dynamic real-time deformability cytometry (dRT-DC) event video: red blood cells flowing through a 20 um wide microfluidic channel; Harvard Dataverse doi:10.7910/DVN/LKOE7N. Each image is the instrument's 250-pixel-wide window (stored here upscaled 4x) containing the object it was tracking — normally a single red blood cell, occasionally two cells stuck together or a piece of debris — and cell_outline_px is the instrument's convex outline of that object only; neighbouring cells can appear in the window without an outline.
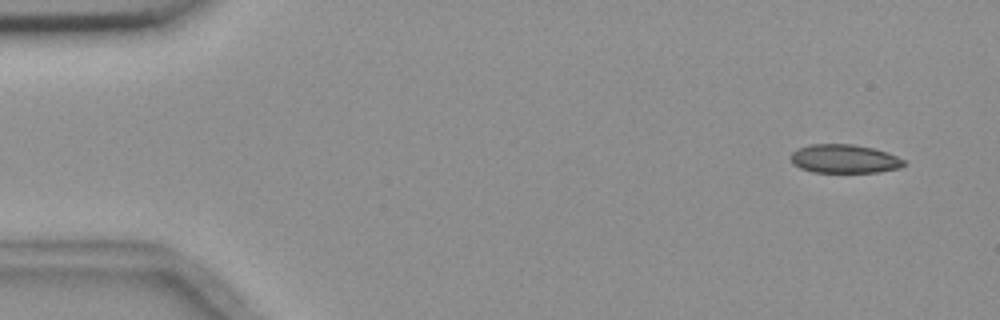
{"species": "common noctule bat (a hibernating species)", "species_latin": "Nyctalus noctula", "temperature_condition": "room temperature", "stored_images_in_passage": 3, "camera_frame_rate_fps": 3000, "um_per_image_px": 0.085, "animal": {"sex": "female", "body_mass_g": 18.4}, "frame": {"image": 1, "passage_image": 1, "time_ms": 0.0, "image_size_px": [1000, 320], "cell_outline_px": [[908, 164], [900, 168], [880, 172], [812, 172], [800, 168], [792, 164], [788, 156], [796, 148], [808, 144], [852, 144], [872, 148], [888, 152], [904, 160]], "centroid_in_image_um": [71.74, 13.5], "position_along_channel_um": 13.3, "area_um2": 19.25}}